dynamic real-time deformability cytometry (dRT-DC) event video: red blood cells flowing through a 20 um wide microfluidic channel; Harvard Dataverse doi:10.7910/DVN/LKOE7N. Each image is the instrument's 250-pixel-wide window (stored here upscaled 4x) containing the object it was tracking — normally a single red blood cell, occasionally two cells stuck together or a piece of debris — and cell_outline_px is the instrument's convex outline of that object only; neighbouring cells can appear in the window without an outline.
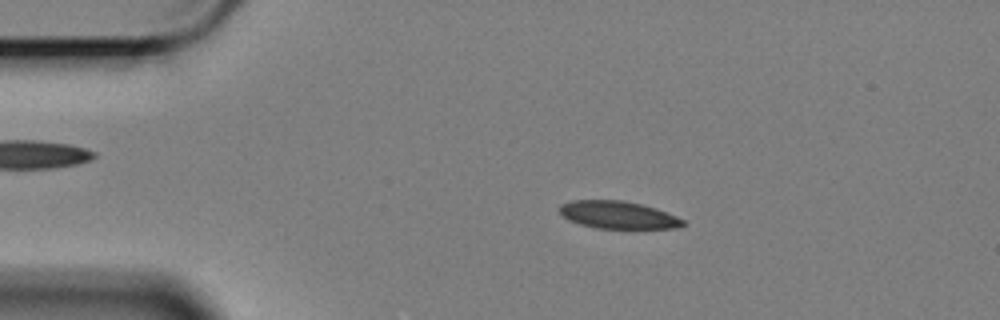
{"species": "Egyptian fruit bat (a non-hibernating species)", "species_latin": "Rousettus aegyptiacus", "temperature_condition": "cold", "stored_images_in_passage": 48, "camera_frame_rate_fps": 3000, "um_per_image_px": 0.085, "animal": {"sex": "female"}, "frame": {"image": 1, "passage_image": 1, "time_ms": 0.0, "image_size_px": [1000, 320], "cell_outline_px": [[688, 224], [676, 228], [596, 228], [580, 224], [568, 220], [560, 212], [560, 204], [572, 200], [624, 200], [656, 208], [676, 216], [684, 220]], "centroid_in_image_um": [52.54, 18.26], "position_along_channel_um": 32.5, "area_um2": 19.77}}
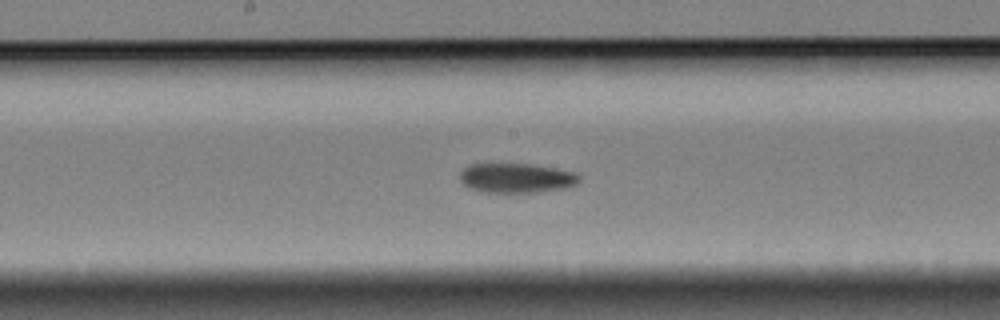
{"frame": {"image": 2, "passage_image": 20, "time_ms": 6.333, "image_size_px": [1000, 320], "cell_outline_px": [[580, 180], [576, 184], [568, 188], [536, 192], [484, 192], [472, 188], [464, 184], [460, 180], [460, 172], [468, 164], [532, 164], [556, 168], [576, 172], [580, 176]], "centroid_in_image_um": [43.94, 15.12], "position_along_channel_um": 204.3, "area_um2": 20.63}}
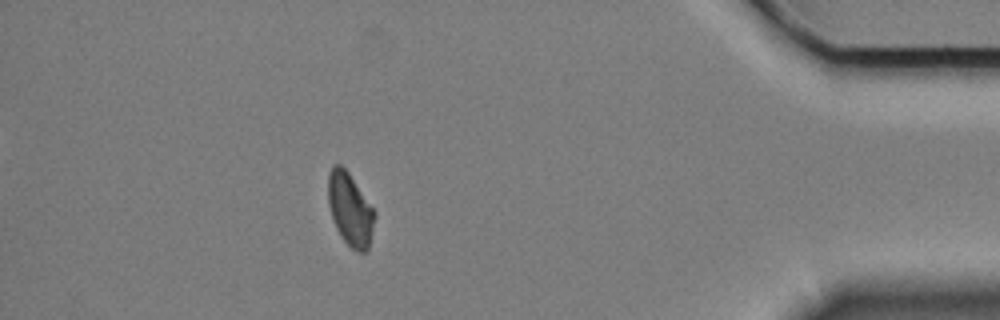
{"frame": {"image": 3, "passage_image": 42, "time_ms": 13.667, "image_size_px": [1000, 320], "cell_outline_px": [[376, 216], [368, 252], [356, 252], [340, 236], [332, 220], [328, 204], [328, 172], [332, 164], [340, 164], [348, 172], [376, 212]], "centroid_in_image_um": [29.75, 17.81], "position_along_channel_um": 405.4, "area_um2": 20.0}, "authors_computed_cell_mechanics": {"area_um2": 20.6635, "velocity_mm_per_s": 3.3744, "shape_relaxation_time_tau1_ms": 7.2146, "shape_relaxation_time_tau2_ms": null, "deformation_change_tau1": 0.1472, "deformation_change_tau2": null}}